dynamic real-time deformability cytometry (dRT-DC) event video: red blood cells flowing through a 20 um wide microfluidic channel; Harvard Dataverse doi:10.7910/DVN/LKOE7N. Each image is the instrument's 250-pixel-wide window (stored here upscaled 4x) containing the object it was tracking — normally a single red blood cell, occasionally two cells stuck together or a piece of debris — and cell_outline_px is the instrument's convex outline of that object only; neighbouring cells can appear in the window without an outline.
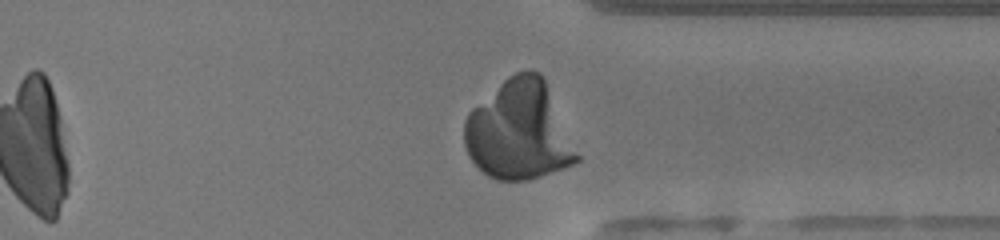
{"species": "human", "species_latin": "Homo sapiens", "temperature_condition": "warm", "stored_images_in_passage": 33, "camera_frame_rate_fps": 3000, "um_per_image_px": 0.085, "donor": {"sex": "female"}, "frame": {"image": 1, "passage_image": 29, "time_ms": 9.333, "image_size_px": [1000, 240], "cell_outline_px": [[580, 160], [564, 168], [528, 180], [496, 180], [488, 176], [468, 156], [464, 144], [464, 120], [468, 112], [472, 108], [508, 76], [516, 72], [540, 72], [544, 76], [580, 156]], "centroid_in_image_um": [44.12, 11.11], "position_along_channel_um": 367.3, "area_um2": 64.91}}